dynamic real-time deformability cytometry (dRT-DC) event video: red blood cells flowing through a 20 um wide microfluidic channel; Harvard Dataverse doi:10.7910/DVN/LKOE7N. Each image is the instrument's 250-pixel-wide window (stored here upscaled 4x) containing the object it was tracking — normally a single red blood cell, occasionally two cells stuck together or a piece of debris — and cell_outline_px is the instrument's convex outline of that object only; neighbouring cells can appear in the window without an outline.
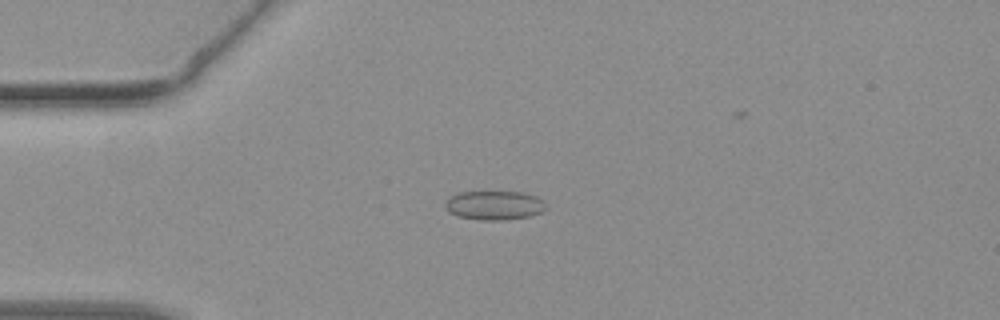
{"species": "common noctule bat (a hibernating species)", "species_latin": "Nyctalus noctula", "temperature_condition": "warm", "stored_images_in_passage": 24, "camera_frame_rate_fps": 3000, "um_per_image_px": 0.085, "animal": {"sex": "female", "body_mass_g": 19.3, "forearm_length_mm": 54.1}, "frame": {"image": 1, "passage_image": 4, "time_ms": 1.0, "image_size_px": [1000, 320], "cell_outline_px": [[544, 208], [540, 212], [528, 216], [500, 220], [480, 220], [456, 216], [448, 212], [444, 208], [444, 204], [448, 196], [456, 192], [524, 192], [536, 196], [544, 200]], "centroid_in_image_um": [41.93, 17.44], "position_along_channel_um": 43.1, "area_um2": 17.17}}
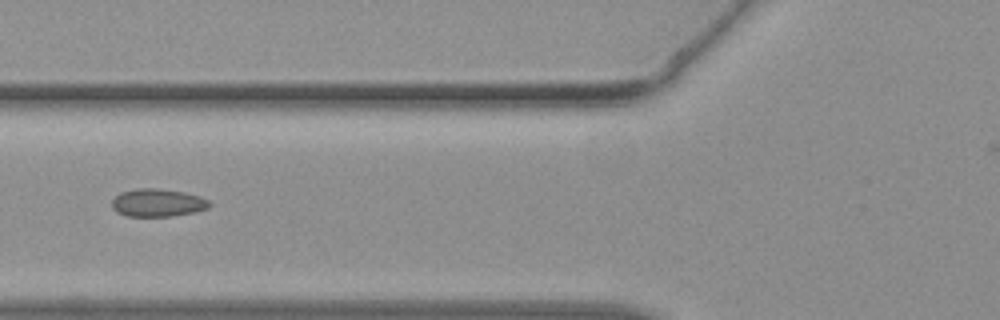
{"frame": {"image": 2, "passage_image": 10, "time_ms": 3.0, "image_size_px": [1000, 320], "cell_outline_px": [[212, 204], [208, 208], [196, 212], [172, 216], [128, 216], [116, 212], [112, 208], [112, 200], [120, 192], [136, 188], [156, 188], [184, 192], [200, 196], [208, 200]], "centroid_in_image_um": [13.4, 17.23], "position_along_channel_um": 112.4, "area_um2": 15.95}}
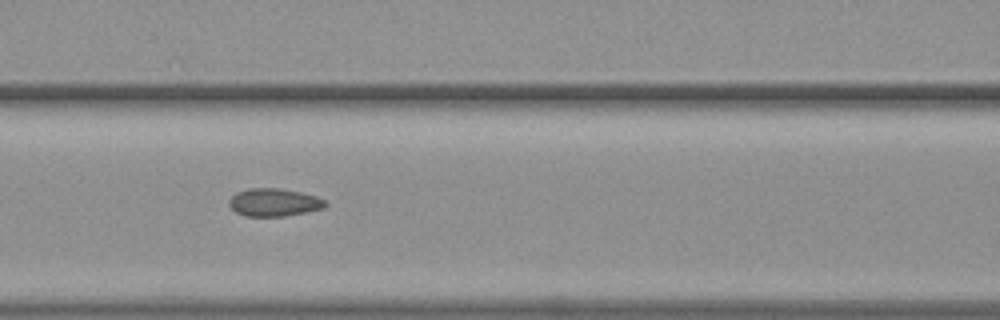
{"frame": {"image": 3, "passage_image": 12, "time_ms": 3.667, "image_size_px": [1000, 320], "cell_outline_px": [[328, 204], [324, 208], [284, 216], [244, 216], [236, 212], [228, 204], [228, 200], [236, 192], [248, 188], [280, 188], [300, 192], [316, 196], [324, 200]], "centroid_in_image_um": [23.26, 17.19], "position_along_channel_um": 143.3, "area_um2": 15.61}}